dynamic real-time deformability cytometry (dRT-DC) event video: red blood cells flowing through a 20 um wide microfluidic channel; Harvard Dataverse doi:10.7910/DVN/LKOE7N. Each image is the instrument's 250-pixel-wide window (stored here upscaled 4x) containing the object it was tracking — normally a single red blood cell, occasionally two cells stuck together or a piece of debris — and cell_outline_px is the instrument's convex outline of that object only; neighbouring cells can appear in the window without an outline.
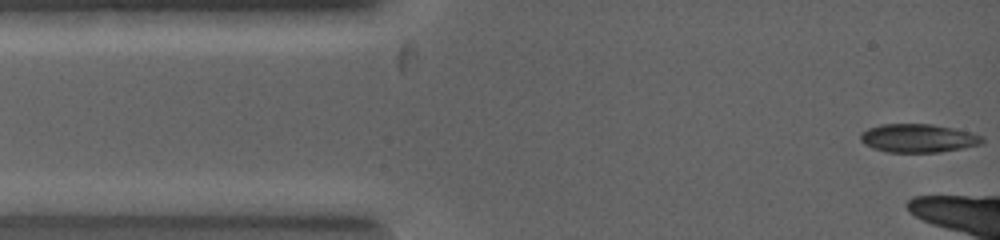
{"species": "common noctule bat (a hibernating species)", "species_latin": "Nyctalus noctula", "temperature_condition": "warm", "stored_images_in_passage": 8, "camera_frame_rate_fps": 5000, "um_per_image_px": 0.085, "animal": {"sex": "female", "body_mass_g": 19.0, "forearm_length_mm": 53.3}, "frame": {"image": 1, "passage_image": 1, "time_ms": 0.0, "image_size_px": [1000, 240], "cell_outline_px": [[984, 140], [980, 144], [940, 152], [888, 152], [872, 148], [864, 144], [860, 140], [860, 132], [868, 128], [880, 124], [932, 124], [972, 132], [980, 136]], "centroid_in_image_um": [77.98, 11.74], "position_along_channel_um": 7.0, "area_um2": 20.11}}